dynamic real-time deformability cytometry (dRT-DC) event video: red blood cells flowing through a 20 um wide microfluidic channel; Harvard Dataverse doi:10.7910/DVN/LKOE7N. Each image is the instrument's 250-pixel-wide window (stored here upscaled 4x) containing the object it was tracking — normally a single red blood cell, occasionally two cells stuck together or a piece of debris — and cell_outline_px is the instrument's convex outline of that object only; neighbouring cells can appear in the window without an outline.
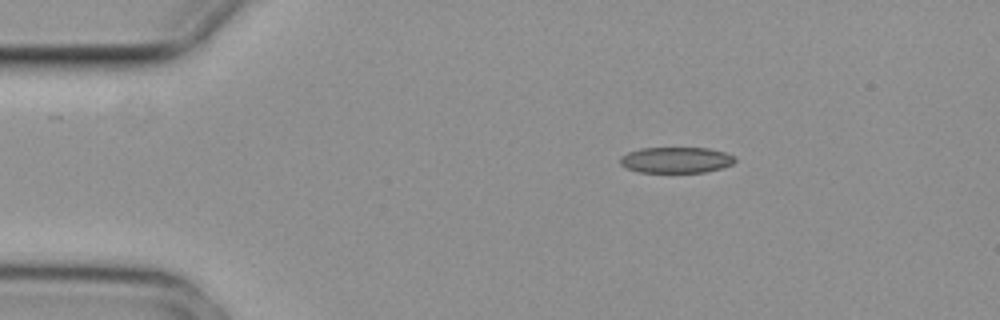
{"species": "common noctule bat (a hibernating species)", "species_latin": "Nyctalus noctula", "temperature_condition": "cold", "stored_images_in_passage": 2, "camera_frame_rate_fps": 3000, "um_per_image_px": 0.085, "animal": {"sex": "female", "body_mass_g": 29.2, "forearm_length_mm": 56.3}, "frame": {"image": 1, "passage_image": 1, "time_ms": 0.0, "image_size_px": [1000, 320], "cell_outline_px": [[736, 160], [732, 164], [724, 168], [704, 172], [640, 172], [624, 168], [620, 164], [620, 156], [628, 152], [640, 148], [708, 148], [724, 152], [736, 156]], "centroid_in_image_um": [57.46, 13.6], "position_along_channel_um": 27.5, "area_um2": 17.51}}